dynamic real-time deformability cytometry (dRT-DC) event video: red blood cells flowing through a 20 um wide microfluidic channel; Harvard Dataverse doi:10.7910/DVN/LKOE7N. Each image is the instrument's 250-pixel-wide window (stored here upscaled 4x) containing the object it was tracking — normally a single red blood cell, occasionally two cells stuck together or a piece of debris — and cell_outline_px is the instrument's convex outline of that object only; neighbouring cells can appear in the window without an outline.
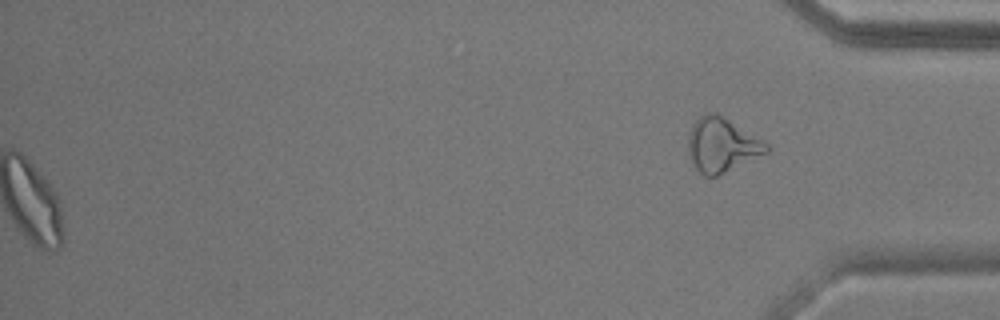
{"species": "common noctule bat (a hibernating species)", "species_latin": "Nyctalus noctula", "temperature_condition": "warm", "stored_images_in_passage": 39, "camera_frame_rate_fps": 3000, "um_per_image_px": 0.085, "animal": {"sex": "male", "body_mass_g": 17.9}, "frame": {"image": 1, "passage_image": 39, "time_ms": 12.667, "image_size_px": [1000, 320], "cell_outline_px": [[772, 148], [768, 152], [716, 176], [704, 176], [696, 168], [688, 152], [688, 136], [692, 124], [700, 116], [708, 112], [716, 112], [764, 140]], "centroid_in_image_um": [61.37, 12.3], "position_along_channel_um": 373.8, "area_um2": 24.62}, "authors_computed_cell_mechanics": {"area_um2": 20.6346, "velocity_mm_per_s": 3.6994, "shape_relaxation_time_tau1_ms": 8.9312, "shape_relaxation_time_tau2_ms": 2.0292, "deformation_change_tau1": 0.145, "deformation_change_tau2": 0.0836}}